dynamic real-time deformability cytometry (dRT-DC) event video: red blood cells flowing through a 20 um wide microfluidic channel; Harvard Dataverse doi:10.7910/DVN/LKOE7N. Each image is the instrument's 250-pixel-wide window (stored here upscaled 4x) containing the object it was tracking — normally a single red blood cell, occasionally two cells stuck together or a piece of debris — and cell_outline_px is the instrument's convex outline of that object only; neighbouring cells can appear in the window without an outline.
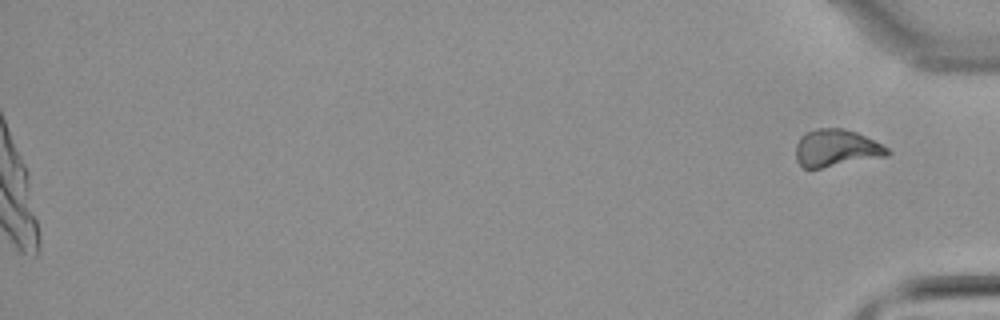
{"species": "common noctule bat (a hibernating species)", "species_latin": "Nyctalus noctula", "temperature_condition": "warm", "stored_images_in_passage": 45, "camera_frame_rate_fps": 3000, "um_per_image_px": 0.085, "animal": {"sex": "male", "body_mass_g": 21.5, "forearm_length_mm": 52.0}, "frame": {"image": 1, "passage_image": 45, "time_ms": 14.667, "image_size_px": [1000, 320], "cell_outline_px": [[892, 152], [888, 156], [820, 168], [804, 168], [796, 160], [796, 144], [800, 136], [804, 132], [816, 128], [840, 128], [856, 132], [888, 148]], "centroid_in_image_um": [71.05, 12.58], "position_along_channel_um": 364.1, "area_um2": 19.83}}